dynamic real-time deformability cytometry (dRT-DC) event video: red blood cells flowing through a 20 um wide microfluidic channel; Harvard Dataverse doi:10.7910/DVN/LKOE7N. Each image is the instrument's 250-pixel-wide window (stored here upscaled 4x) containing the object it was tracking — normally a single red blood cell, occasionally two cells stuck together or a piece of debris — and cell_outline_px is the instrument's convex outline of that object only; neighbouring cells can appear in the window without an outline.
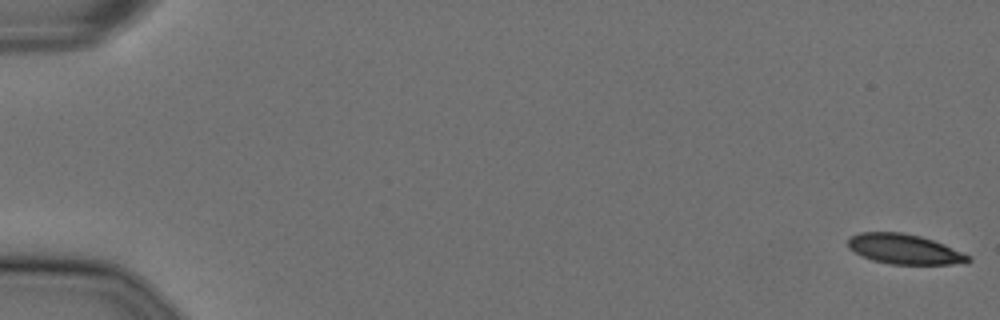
{"species": "Egyptian fruit bat (a non-hibernating species)", "species_latin": "Rousettus aegyptiacus", "temperature_condition": "cold", "stored_images_in_passage": 57, "camera_frame_rate_fps": 3000, "um_per_image_px": 0.085, "animal": {"sex": "female"}, "frame": {"image": 1, "passage_image": 1, "time_ms": 0.0, "image_size_px": [1000, 320], "cell_outline_px": [[972, 260], [968, 264], [892, 264], [872, 260], [860, 256], [848, 248], [848, 240], [852, 236], [860, 232], [900, 232], [920, 236], [944, 244], [972, 256]], "centroid_in_image_um": [76.91, 21.19], "position_along_channel_um": 8.1, "area_um2": 21.15}}
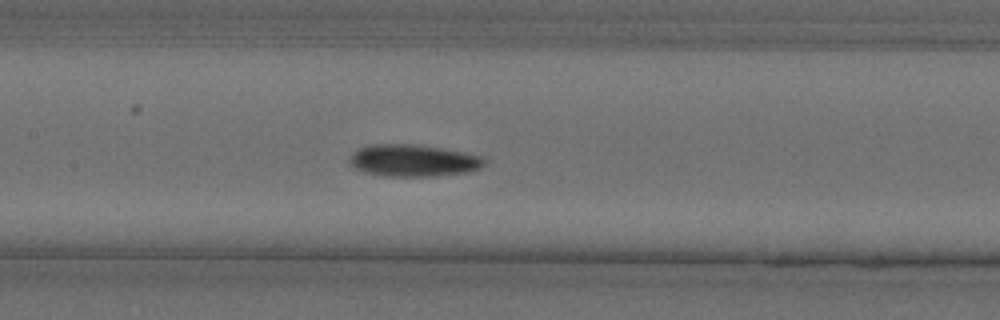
{"frame": {"image": 2, "passage_image": 28, "time_ms": 9.0, "image_size_px": [1000, 320], "cell_outline_px": [[488, 160], [480, 168], [468, 172], [436, 176], [384, 176], [364, 172], [352, 168], [348, 164], [348, 160], [352, 152], [368, 144], [412, 144], [440, 148], [464, 152], [484, 156]], "centroid_in_image_um": [35.1, 13.65], "position_along_channel_um": 172.3, "area_um2": 25.49}}
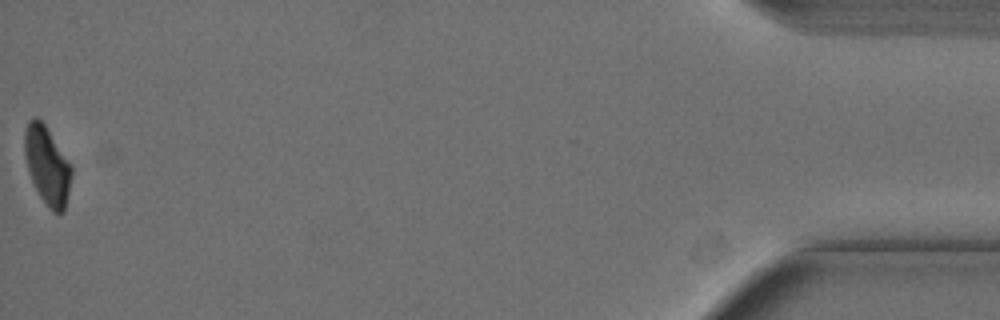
{"frame": {"image": 3, "passage_image": 57, "time_ms": 18.667, "image_size_px": [1000, 320], "cell_outline_px": [[72, 176], [64, 212], [52, 212], [48, 208], [40, 196], [28, 172], [24, 152], [24, 132], [28, 120], [36, 116], [44, 124], [72, 168]], "centroid_in_image_um": [3.99, 14.08], "position_along_channel_um": 431.2, "area_um2": 21.04}, "authors_computed_cell_mechanics": {"area_um2": 23.6402, "velocity_mm_per_s": 3.613, "shape_relaxation_time_tau1_ms": 11.1776, "shape_relaxation_time_tau2_ms": 8.8194, "deformation_change_tau1": 0.2212, "deformation_change_tau2": 0.1446}}